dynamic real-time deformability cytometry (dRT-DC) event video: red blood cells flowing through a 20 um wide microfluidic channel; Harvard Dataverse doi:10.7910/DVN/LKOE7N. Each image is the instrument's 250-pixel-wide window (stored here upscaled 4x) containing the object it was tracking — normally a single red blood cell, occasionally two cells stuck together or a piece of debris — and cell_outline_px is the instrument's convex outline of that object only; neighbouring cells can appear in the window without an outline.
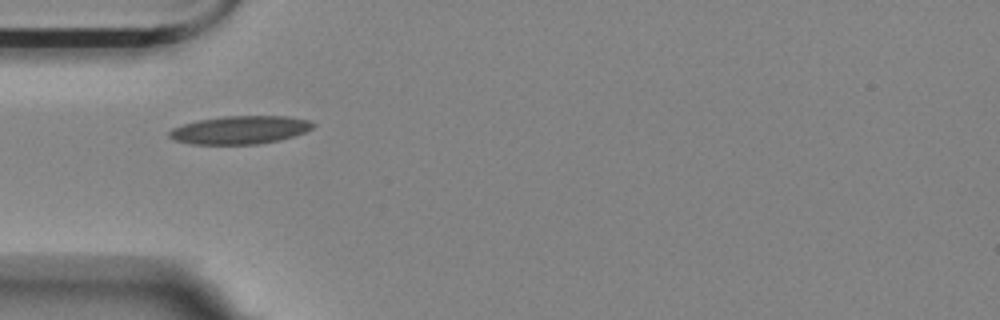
{"species": "Egyptian fruit bat (a non-hibernating species)", "species_latin": "Rousettus aegyptiacus", "temperature_condition": "room temperature", "stored_images_in_passage": 41, "camera_frame_rate_fps": 3000, "um_per_image_px": 0.085, "animal": {"sex": "female"}, "frame": {"image": 1, "passage_image": 1, "time_ms": 0.0, "image_size_px": [1000, 320], "cell_outline_px": [[316, 124], [312, 128], [304, 132], [280, 140], [256, 144], [192, 144], [176, 140], [168, 136], [168, 132], [172, 128], [184, 124], [200, 120], [224, 116], [288, 116], [308, 120]], "centroid_in_image_um": [20.41, 11.04], "position_along_channel_um": 64.6, "area_um2": 23.35}}
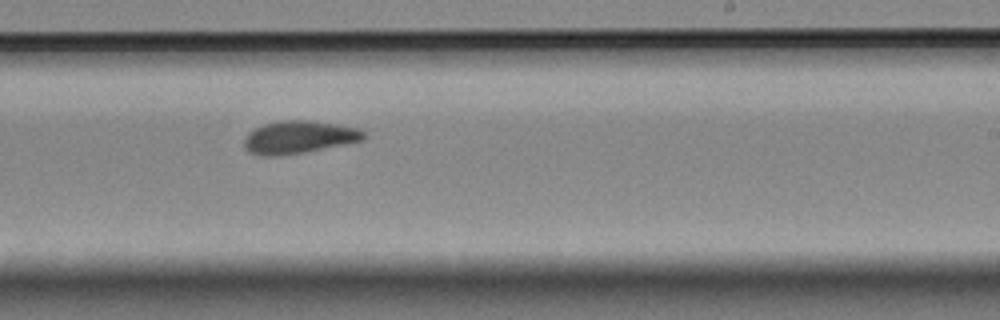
{"frame": {"image": 2, "passage_image": 18, "time_ms": 5.667, "image_size_px": [1000, 320], "cell_outline_px": [[364, 136], [360, 140], [300, 152], [276, 156], [260, 156], [248, 152], [244, 148], [244, 140], [248, 132], [264, 124], [280, 120], [312, 120], [336, 124], [356, 128], [364, 132]], "centroid_in_image_um": [25.29, 11.64], "position_along_channel_um": 263.7, "area_um2": 22.25}}
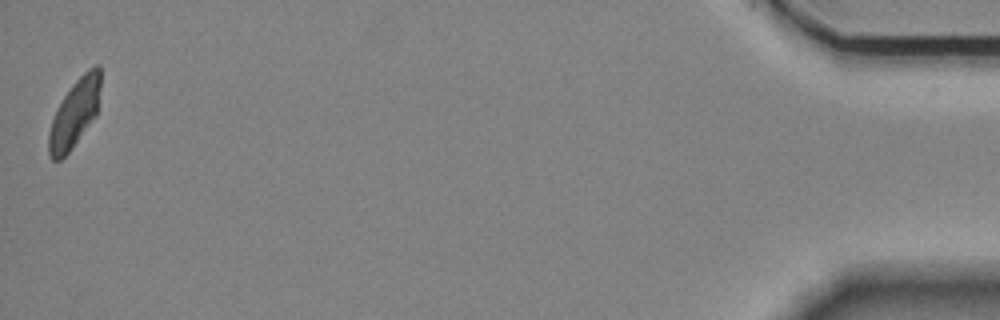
{"frame": {"image": 3, "passage_image": 40, "time_ms": 13.0, "image_size_px": [1000, 320], "cell_outline_px": [[100, 88], [96, 116], [68, 152], [60, 160], [52, 160], [48, 152], [48, 132], [56, 108], [72, 84], [88, 68], [96, 64], [100, 64]], "centroid_in_image_um": [6.33, 9.61], "position_along_channel_um": 428.9, "area_um2": 20.35}, "authors_computed_cell_mechanics": {"area_um2": 21.7906, "velocity_mm_per_s": 3.5142, "shape_relaxation_time_tau1_ms": null, "shape_relaxation_time_tau2_ms": 2.879, "deformation_change_tau1": null, "deformation_change_tau2": 0.0852}}